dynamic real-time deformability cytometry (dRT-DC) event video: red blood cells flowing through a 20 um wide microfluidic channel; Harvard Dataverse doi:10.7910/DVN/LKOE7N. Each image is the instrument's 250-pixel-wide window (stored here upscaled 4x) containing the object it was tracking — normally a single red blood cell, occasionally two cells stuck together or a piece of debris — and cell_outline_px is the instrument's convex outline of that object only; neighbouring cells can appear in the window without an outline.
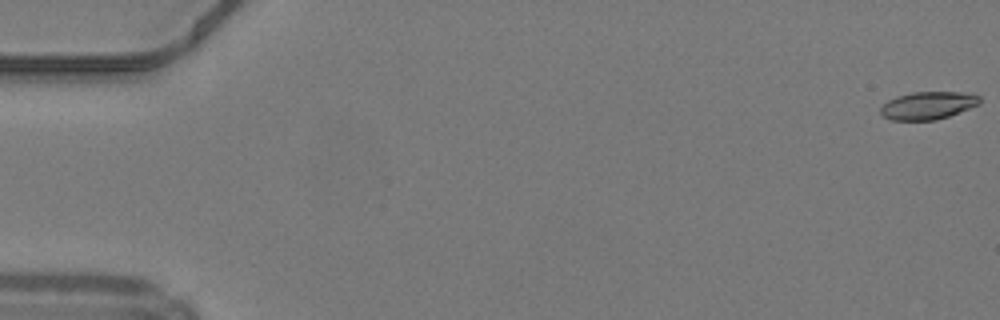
{"species": "common noctule bat (a hibernating species)", "species_latin": "Nyctalus noctula", "temperature_condition": "warm", "stored_images_in_passage": 13, "camera_frame_rate_fps": 3000, "um_per_image_px": 0.085, "animal": {"sex": "male", "body_mass_g": 19.2, "forearm_length_mm": 51.8}, "frame": {"image": 1, "passage_image": 1, "time_ms": 0.0, "image_size_px": [1000, 320], "cell_outline_px": [[980, 104], [948, 116], [936, 120], [892, 120], [884, 116], [880, 112], [880, 108], [888, 100], [896, 96], [912, 92], [972, 92], [980, 96]], "centroid_in_image_um": [78.9, 8.95], "position_along_channel_um": 6.1, "area_um2": 16.07}}